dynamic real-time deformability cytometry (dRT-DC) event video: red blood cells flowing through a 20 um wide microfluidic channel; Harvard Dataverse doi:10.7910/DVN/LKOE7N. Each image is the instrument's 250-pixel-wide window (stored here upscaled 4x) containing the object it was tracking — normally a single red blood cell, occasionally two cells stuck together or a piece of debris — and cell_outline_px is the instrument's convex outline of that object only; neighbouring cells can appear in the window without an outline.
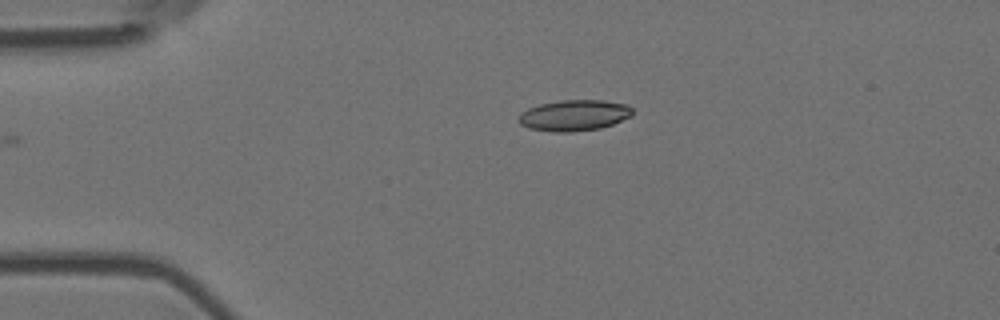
{"species": "Egyptian fruit bat (a non-hibernating species)", "species_latin": "Rousettus aegyptiacus", "temperature_condition": "room temperature", "stored_images_in_passage": 41, "camera_frame_rate_fps": 3000, "um_per_image_px": 0.085, "animal": {"sex": "female"}, "frame": {"image": 1, "passage_image": 1, "time_ms": 0.0, "image_size_px": [1000, 320], "cell_outline_px": [[632, 116], [612, 124], [600, 128], [572, 132], [552, 132], [528, 128], [520, 124], [516, 120], [520, 112], [528, 108], [540, 104], [560, 100], [604, 100], [628, 104], [632, 108]], "centroid_in_image_um": [48.78, 9.8], "position_along_channel_um": 36.2, "area_um2": 20.81}}
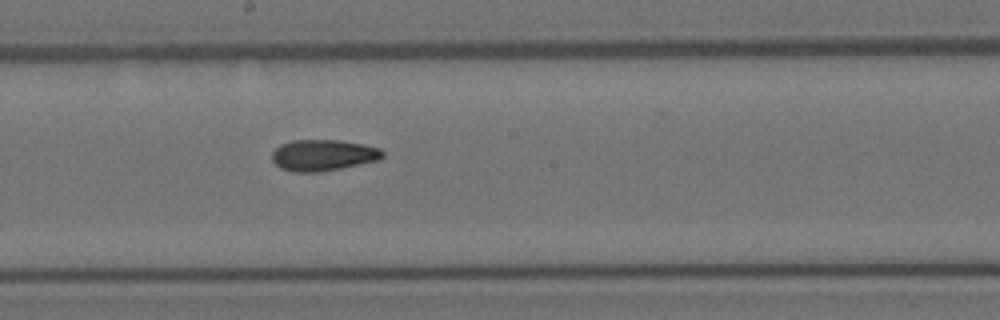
{"frame": {"image": 2, "passage_image": 19, "time_ms": 6.0, "image_size_px": [1000, 320], "cell_outline_px": [[384, 156], [380, 160], [320, 172], [296, 172], [280, 168], [272, 160], [272, 152], [280, 144], [292, 140], [340, 140], [364, 144], [380, 148], [384, 152]], "centroid_in_image_um": [27.48, 13.18], "position_along_channel_um": 220.7, "area_um2": 20.23}}
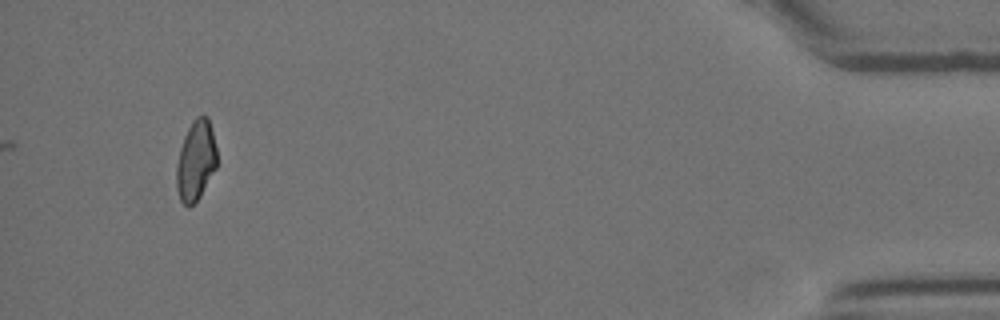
{"frame": {"image": 3, "passage_image": 41, "time_ms": 13.333, "image_size_px": [1000, 320], "cell_outline_px": [[216, 168], [200, 196], [188, 208], [180, 200], [176, 188], [176, 164], [180, 148], [184, 136], [192, 120], [196, 116], [208, 116], [216, 148]], "centroid_in_image_um": [16.62, 13.65], "position_along_channel_um": 418.6, "area_um2": 18.84}, "authors_computed_cell_mechanics": {"area_um2": 19.8832, "velocity_mm_per_s": 3.6955, "shape_relaxation_time_tau1_ms": 10.3444, "shape_relaxation_time_tau2_ms": 4.0237, "deformation_change_tau1": 0.2112, "deformation_change_tau2": 0.09}}